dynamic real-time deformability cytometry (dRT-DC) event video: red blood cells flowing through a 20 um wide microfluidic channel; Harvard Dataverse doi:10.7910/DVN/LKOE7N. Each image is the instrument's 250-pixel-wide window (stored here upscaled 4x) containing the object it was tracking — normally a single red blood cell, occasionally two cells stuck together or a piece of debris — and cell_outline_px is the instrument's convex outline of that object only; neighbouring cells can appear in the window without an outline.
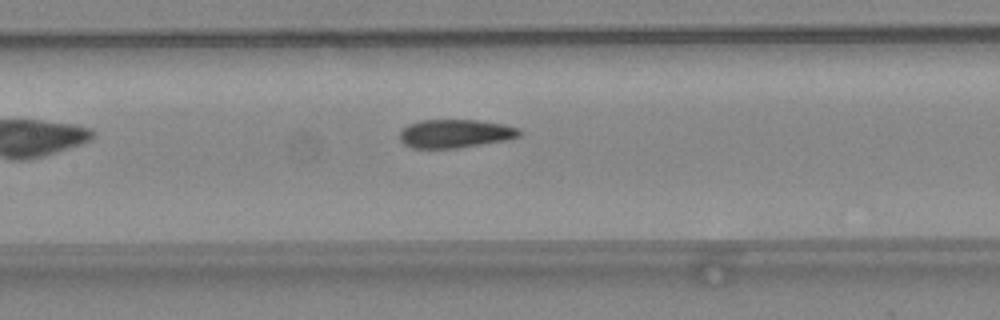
{"species": "common noctule bat (a hibernating species)", "species_latin": "Nyctalus noctula", "temperature_condition": "warm", "stored_images_in_passage": 28, "camera_frame_rate_fps": 3000, "um_per_image_px": 0.085, "animal": {"sex": "female", "body_mass_g": 24.6, "forearm_length_mm": 56.2}, "frame": {"image": 1, "passage_image": 9, "time_ms": 2.667, "image_size_px": [1000, 320], "cell_outline_px": [[520, 136], [508, 140], [456, 148], [412, 148], [404, 144], [400, 140], [400, 132], [408, 124], [420, 120], [476, 120], [504, 124], [520, 128]], "centroid_in_image_um": [38.7, 11.35], "position_along_channel_um": 168.7, "area_um2": 19.88}}
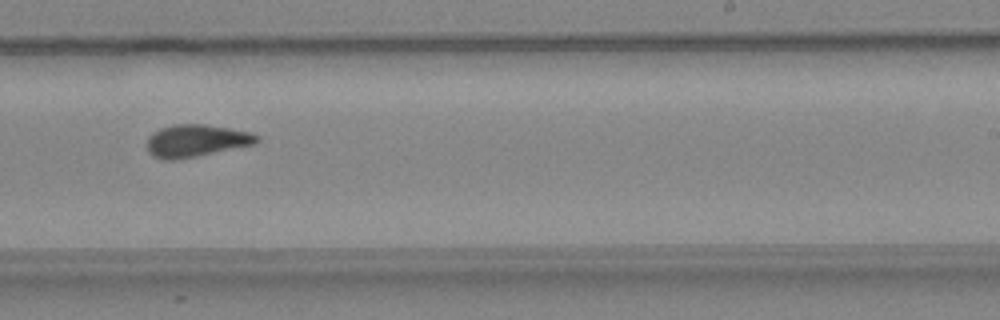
{"frame": {"image": 2, "passage_image": 16, "time_ms": 5.0, "image_size_px": [1000, 320], "cell_outline_px": [[260, 140], [256, 144], [180, 160], [160, 160], [152, 156], [148, 152], [144, 144], [148, 136], [152, 132], [160, 128], [172, 124], [204, 124], [252, 132], [260, 136]], "centroid_in_image_um": [16.63, 11.98], "position_along_channel_um": 272.4, "area_um2": 21.39}}
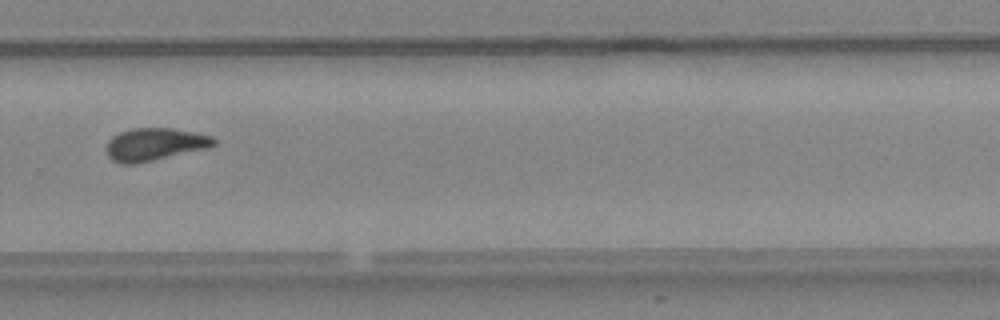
{"frame": {"image": 3, "passage_image": 19, "time_ms": 6.0, "image_size_px": [1000, 320], "cell_outline_px": [[216, 144], [208, 148], [136, 164], [120, 164], [112, 160], [108, 156], [104, 148], [108, 140], [112, 136], [120, 132], [132, 128], [172, 128], [196, 132], [212, 136], [216, 140]], "centroid_in_image_um": [13.12, 12.27], "position_along_channel_um": 316.7, "area_um2": 20.69}, "authors_computed_cell_mechanics": {"area_um2": 20.6057, "velocity_mm_per_s": 4.4596, "shape_relaxation_time_tau1_ms": null, "shape_relaxation_time_tau2_ms": 1.6756, "deformation_change_tau1": null, "deformation_change_tau2": 0.0707}}